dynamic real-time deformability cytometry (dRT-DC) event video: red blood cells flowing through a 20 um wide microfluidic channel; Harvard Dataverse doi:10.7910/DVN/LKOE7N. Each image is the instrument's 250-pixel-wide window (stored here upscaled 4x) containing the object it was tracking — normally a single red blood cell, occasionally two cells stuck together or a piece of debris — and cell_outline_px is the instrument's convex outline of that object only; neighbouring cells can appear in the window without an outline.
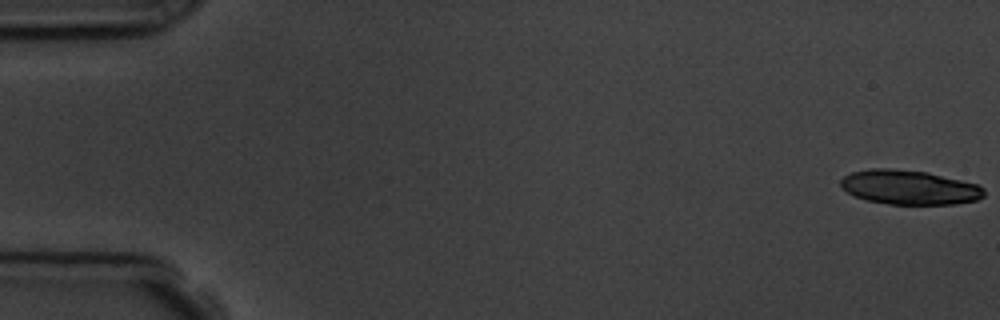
{"species": "common noctule bat (a hibernating species)", "species_latin": "Nyctalus noctula", "temperature_condition": "room temperature", "stored_images_in_passage": 3, "camera_frame_rate_fps": 3000, "um_per_image_px": 0.085, "animal": {"sex": "male", "body_mass_g": 19.5, "forearm_length_mm": 54.6}, "frame": {"image": 1, "passage_image": 1, "time_ms": 0.0, "image_size_px": [1000, 320], "cell_outline_px": [[984, 196], [976, 200], [956, 204], [888, 204], [868, 200], [856, 196], [848, 192], [840, 184], [840, 180], [844, 176], [852, 172], [872, 168], [888, 168], [928, 172], [976, 184], [984, 188]], "centroid_in_image_um": [77.3, 15.92], "position_along_channel_um": 7.7, "area_um2": 28.5}}